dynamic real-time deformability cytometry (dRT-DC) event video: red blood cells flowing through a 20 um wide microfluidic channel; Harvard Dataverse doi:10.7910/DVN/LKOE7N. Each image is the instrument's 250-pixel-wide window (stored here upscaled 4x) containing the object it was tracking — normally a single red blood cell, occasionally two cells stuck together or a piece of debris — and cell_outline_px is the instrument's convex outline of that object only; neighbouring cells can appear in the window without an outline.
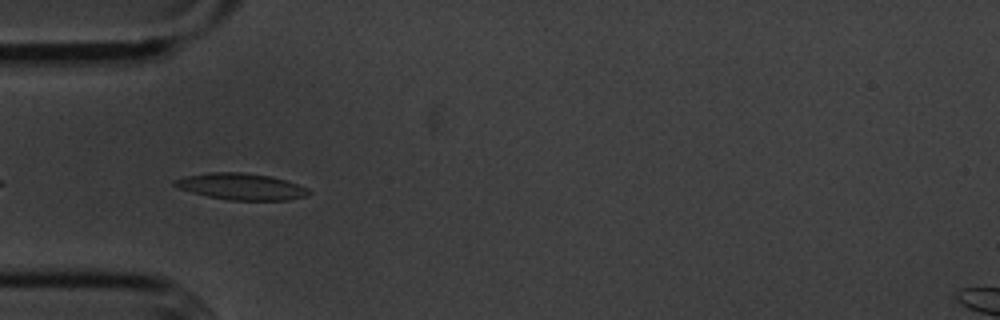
{"species": "common noctule bat (a hibernating species)", "species_latin": "Nyctalus noctula", "temperature_condition": "cold", "stored_images_in_passage": 34, "camera_frame_rate_fps": 3000, "um_per_image_px": 0.085, "animal": {"sex": "male", "body_mass_g": 20.1, "forearm_length_mm": 53.5}, "frame": {"image": 1, "passage_image": 3, "time_ms": 0.667, "image_size_px": [1000, 320], "cell_outline_px": [[312, 192], [308, 196], [288, 200], [228, 200], [208, 196], [176, 188], [172, 184], [172, 180], [184, 176], [208, 172], [240, 172], [268, 176], [284, 180], [308, 188]], "centroid_in_image_um": [20.46, 15.86], "position_along_channel_um": 64.5, "area_um2": 20.75}}
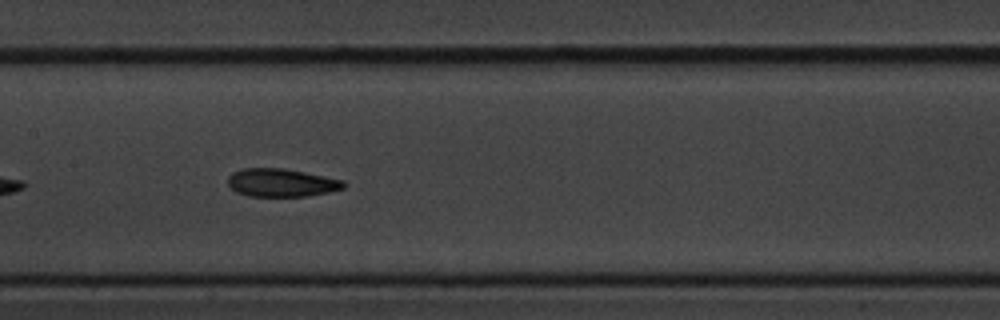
{"frame": {"image": 2, "passage_image": 13, "time_ms": 4.0, "image_size_px": [1000, 320], "cell_outline_px": [[344, 188], [328, 192], [308, 196], [248, 196], [236, 192], [228, 184], [228, 176], [232, 172], [244, 168], [284, 168], [344, 180]], "centroid_in_image_um": [23.89, 15.52], "position_along_channel_um": 183.5, "area_um2": 18.9}}
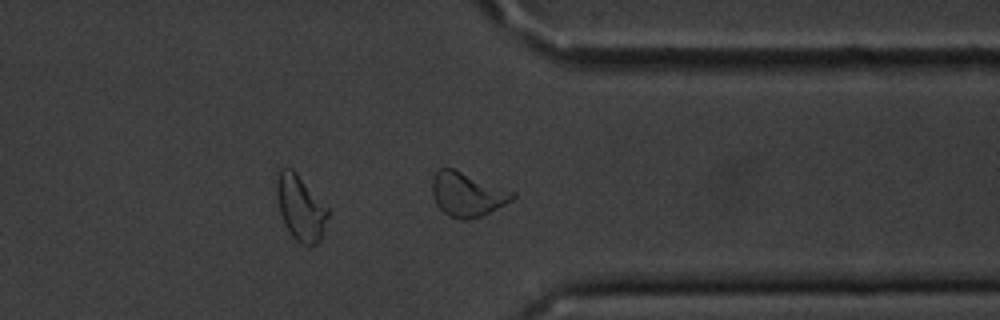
{"frame": {"image": 3, "passage_image": 29, "time_ms": 9.333, "image_size_px": [1000, 320], "cell_outline_px": [[516, 196], [512, 200], [480, 216], [464, 220], [460, 220], [448, 216], [436, 204], [432, 196], [432, 176], [440, 168], [452, 168], [516, 192]], "centroid_in_image_um": [39.68, 16.51], "position_along_channel_um": 371.7, "area_um2": 20.52}, "authors_computed_cell_mechanics": {"area_um2": 19.4208, "velocity_mm_per_s": 3.5655, "shape_relaxation_time_tau1_ms": 4.8179, "shape_relaxation_time_tau2_ms": 3.718, "deformation_change_tau1": 0.1267, "deformation_change_tau2": 0.1116}}